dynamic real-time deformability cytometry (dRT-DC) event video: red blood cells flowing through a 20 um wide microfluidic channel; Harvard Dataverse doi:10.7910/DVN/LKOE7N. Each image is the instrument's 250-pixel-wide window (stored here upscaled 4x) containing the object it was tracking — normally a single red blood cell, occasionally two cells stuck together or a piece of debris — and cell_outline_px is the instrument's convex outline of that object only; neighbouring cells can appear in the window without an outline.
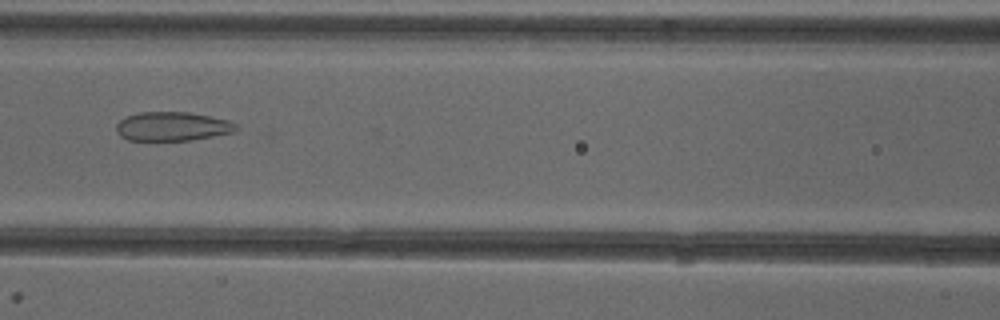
{"species": "common noctule bat (a hibernating species)", "species_latin": "Nyctalus noctula", "temperature_condition": "cold", "stored_images_in_passage": 12, "camera_frame_rate_fps": 3000, "um_per_image_px": 0.085, "animal": {"sex": "female"}, "frame": {"image": 1, "passage_image": 7, "time_ms": 2.0, "image_size_px": [1000, 320], "cell_outline_px": [[240, 128], [232, 132], [192, 140], [128, 140], [120, 136], [116, 132], [116, 124], [120, 120], [128, 116], [140, 112], [188, 112], [228, 120], [236, 124]], "centroid_in_image_um": [14.63, 10.74], "position_along_channel_um": 152.0, "area_um2": 20.11}}
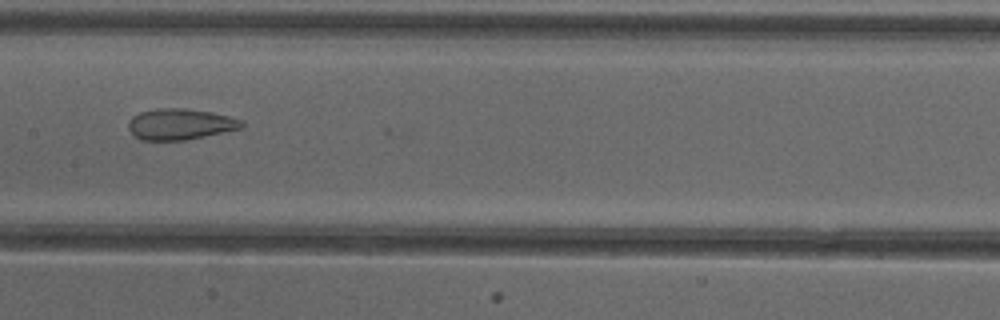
{"frame": {"image": 2, "passage_image": 10, "time_ms": 3.0, "image_size_px": [1000, 320], "cell_outline_px": [[244, 128], [184, 140], [140, 140], [128, 128], [128, 120], [132, 116], [140, 112], [156, 108], [184, 108], [212, 112], [244, 120]], "centroid_in_image_um": [15.33, 10.54], "position_along_channel_um": 192.1, "area_um2": 20.58}}